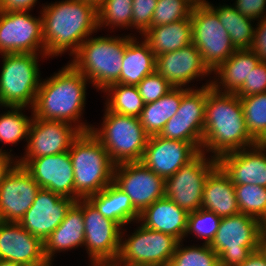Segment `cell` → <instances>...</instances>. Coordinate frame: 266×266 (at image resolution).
Returning a JSON list of instances; mask_svg holds the SVG:
<instances>
[{"label":"cell","instance_id":"cell-1","mask_svg":"<svg viewBox=\"0 0 266 266\" xmlns=\"http://www.w3.org/2000/svg\"><path fill=\"white\" fill-rule=\"evenodd\" d=\"M256 145L245 125L240 97L207 86L201 151L220 156ZM213 153V154H212Z\"/></svg>","mask_w":266,"mask_h":266},{"label":"cell","instance_id":"cell-2","mask_svg":"<svg viewBox=\"0 0 266 266\" xmlns=\"http://www.w3.org/2000/svg\"><path fill=\"white\" fill-rule=\"evenodd\" d=\"M46 56H73L98 29L97 9L82 0H61L41 9Z\"/></svg>","mask_w":266,"mask_h":266},{"label":"cell","instance_id":"cell-3","mask_svg":"<svg viewBox=\"0 0 266 266\" xmlns=\"http://www.w3.org/2000/svg\"><path fill=\"white\" fill-rule=\"evenodd\" d=\"M89 81L70 63L47 79H41L31 112L33 117L63 121L88 132L92 125L80 122L86 104Z\"/></svg>","mask_w":266,"mask_h":266},{"label":"cell","instance_id":"cell-4","mask_svg":"<svg viewBox=\"0 0 266 266\" xmlns=\"http://www.w3.org/2000/svg\"><path fill=\"white\" fill-rule=\"evenodd\" d=\"M134 36L88 37L69 62L96 89L119 83L127 43Z\"/></svg>","mask_w":266,"mask_h":266},{"label":"cell","instance_id":"cell-5","mask_svg":"<svg viewBox=\"0 0 266 266\" xmlns=\"http://www.w3.org/2000/svg\"><path fill=\"white\" fill-rule=\"evenodd\" d=\"M74 172V200L87 199L113 182L115 164L100 141L81 132L69 149Z\"/></svg>","mask_w":266,"mask_h":266},{"label":"cell","instance_id":"cell-6","mask_svg":"<svg viewBox=\"0 0 266 266\" xmlns=\"http://www.w3.org/2000/svg\"><path fill=\"white\" fill-rule=\"evenodd\" d=\"M90 132L100 141L115 165L140 162L149 139L139 117L120 115L105 107L101 127Z\"/></svg>","mask_w":266,"mask_h":266},{"label":"cell","instance_id":"cell-7","mask_svg":"<svg viewBox=\"0 0 266 266\" xmlns=\"http://www.w3.org/2000/svg\"><path fill=\"white\" fill-rule=\"evenodd\" d=\"M262 222L239 213L221 219L209 245L218 254L220 266H240L260 248Z\"/></svg>","mask_w":266,"mask_h":266},{"label":"cell","instance_id":"cell-8","mask_svg":"<svg viewBox=\"0 0 266 266\" xmlns=\"http://www.w3.org/2000/svg\"><path fill=\"white\" fill-rule=\"evenodd\" d=\"M0 96L3 107H33L41 83L39 54H3Z\"/></svg>","mask_w":266,"mask_h":266},{"label":"cell","instance_id":"cell-9","mask_svg":"<svg viewBox=\"0 0 266 266\" xmlns=\"http://www.w3.org/2000/svg\"><path fill=\"white\" fill-rule=\"evenodd\" d=\"M193 44L201 53L204 64L212 72L237 49L218 15L205 3H196L191 12Z\"/></svg>","mask_w":266,"mask_h":266},{"label":"cell","instance_id":"cell-10","mask_svg":"<svg viewBox=\"0 0 266 266\" xmlns=\"http://www.w3.org/2000/svg\"><path fill=\"white\" fill-rule=\"evenodd\" d=\"M132 235L121 231L117 262L126 265L169 266L179 241L168 234L149 229L141 222ZM125 239V240H124Z\"/></svg>","mask_w":266,"mask_h":266},{"label":"cell","instance_id":"cell-11","mask_svg":"<svg viewBox=\"0 0 266 266\" xmlns=\"http://www.w3.org/2000/svg\"><path fill=\"white\" fill-rule=\"evenodd\" d=\"M82 213L89 266H107L115 262L120 251L121 231L125 232L126 228L105 218L88 199H82Z\"/></svg>","mask_w":266,"mask_h":266},{"label":"cell","instance_id":"cell-12","mask_svg":"<svg viewBox=\"0 0 266 266\" xmlns=\"http://www.w3.org/2000/svg\"><path fill=\"white\" fill-rule=\"evenodd\" d=\"M218 166L217 159L200 151L174 175L165 179V197L188 213L201 208L203 188L209 174Z\"/></svg>","mask_w":266,"mask_h":266},{"label":"cell","instance_id":"cell-13","mask_svg":"<svg viewBox=\"0 0 266 266\" xmlns=\"http://www.w3.org/2000/svg\"><path fill=\"white\" fill-rule=\"evenodd\" d=\"M207 81L197 89L182 87V101L177 113L167 121L159 136L165 139L192 143L201 151L204 133L205 106L207 99Z\"/></svg>","mask_w":266,"mask_h":266},{"label":"cell","instance_id":"cell-14","mask_svg":"<svg viewBox=\"0 0 266 266\" xmlns=\"http://www.w3.org/2000/svg\"><path fill=\"white\" fill-rule=\"evenodd\" d=\"M13 53H35L47 59L41 14L0 11V55Z\"/></svg>","mask_w":266,"mask_h":266},{"label":"cell","instance_id":"cell-15","mask_svg":"<svg viewBox=\"0 0 266 266\" xmlns=\"http://www.w3.org/2000/svg\"><path fill=\"white\" fill-rule=\"evenodd\" d=\"M80 133L70 123L33 117L25 154L16 159L17 164L24 167L31 159L67 152Z\"/></svg>","mask_w":266,"mask_h":266},{"label":"cell","instance_id":"cell-16","mask_svg":"<svg viewBox=\"0 0 266 266\" xmlns=\"http://www.w3.org/2000/svg\"><path fill=\"white\" fill-rule=\"evenodd\" d=\"M113 183L130 197L139 214L165 196V180L141 161L115 165Z\"/></svg>","mask_w":266,"mask_h":266},{"label":"cell","instance_id":"cell-17","mask_svg":"<svg viewBox=\"0 0 266 266\" xmlns=\"http://www.w3.org/2000/svg\"><path fill=\"white\" fill-rule=\"evenodd\" d=\"M40 189L31 174L16 164L0 184V221L19 222Z\"/></svg>","mask_w":266,"mask_h":266},{"label":"cell","instance_id":"cell-18","mask_svg":"<svg viewBox=\"0 0 266 266\" xmlns=\"http://www.w3.org/2000/svg\"><path fill=\"white\" fill-rule=\"evenodd\" d=\"M75 202L71 198L40 189L32 206L18 223L44 242L65 219L67 211Z\"/></svg>","mask_w":266,"mask_h":266},{"label":"cell","instance_id":"cell-19","mask_svg":"<svg viewBox=\"0 0 266 266\" xmlns=\"http://www.w3.org/2000/svg\"><path fill=\"white\" fill-rule=\"evenodd\" d=\"M200 151L190 142L149 136L141 162L164 180L174 175Z\"/></svg>","mask_w":266,"mask_h":266},{"label":"cell","instance_id":"cell-20","mask_svg":"<svg viewBox=\"0 0 266 266\" xmlns=\"http://www.w3.org/2000/svg\"><path fill=\"white\" fill-rule=\"evenodd\" d=\"M0 259L24 266H50L43 242L18 222L0 221Z\"/></svg>","mask_w":266,"mask_h":266},{"label":"cell","instance_id":"cell-21","mask_svg":"<svg viewBox=\"0 0 266 266\" xmlns=\"http://www.w3.org/2000/svg\"><path fill=\"white\" fill-rule=\"evenodd\" d=\"M24 168L41 189L74 200V172L69 151L31 159Z\"/></svg>","mask_w":266,"mask_h":266},{"label":"cell","instance_id":"cell-22","mask_svg":"<svg viewBox=\"0 0 266 266\" xmlns=\"http://www.w3.org/2000/svg\"><path fill=\"white\" fill-rule=\"evenodd\" d=\"M155 70L173 87L186 88L192 80L212 74L193 43L157 56Z\"/></svg>","mask_w":266,"mask_h":266},{"label":"cell","instance_id":"cell-23","mask_svg":"<svg viewBox=\"0 0 266 266\" xmlns=\"http://www.w3.org/2000/svg\"><path fill=\"white\" fill-rule=\"evenodd\" d=\"M218 166L233 185H260L266 187V148L257 144L229 152L217 159Z\"/></svg>","mask_w":266,"mask_h":266},{"label":"cell","instance_id":"cell-24","mask_svg":"<svg viewBox=\"0 0 266 266\" xmlns=\"http://www.w3.org/2000/svg\"><path fill=\"white\" fill-rule=\"evenodd\" d=\"M84 220L82 199L77 200L67 211L65 219L43 242L44 256L52 265L53 257L62 251L84 247Z\"/></svg>","mask_w":266,"mask_h":266},{"label":"cell","instance_id":"cell-25","mask_svg":"<svg viewBox=\"0 0 266 266\" xmlns=\"http://www.w3.org/2000/svg\"><path fill=\"white\" fill-rule=\"evenodd\" d=\"M188 214L186 210L164 196L140 214L139 222L149 229L171 235L180 242L184 239Z\"/></svg>","mask_w":266,"mask_h":266},{"label":"cell","instance_id":"cell-26","mask_svg":"<svg viewBox=\"0 0 266 266\" xmlns=\"http://www.w3.org/2000/svg\"><path fill=\"white\" fill-rule=\"evenodd\" d=\"M260 61L251 49L236 50L212 71L216 78L211 80L210 86L220 92L235 94Z\"/></svg>","mask_w":266,"mask_h":266},{"label":"cell","instance_id":"cell-27","mask_svg":"<svg viewBox=\"0 0 266 266\" xmlns=\"http://www.w3.org/2000/svg\"><path fill=\"white\" fill-rule=\"evenodd\" d=\"M201 208L212 211L221 218L240 213L235 186L219 166L205 181Z\"/></svg>","mask_w":266,"mask_h":266},{"label":"cell","instance_id":"cell-28","mask_svg":"<svg viewBox=\"0 0 266 266\" xmlns=\"http://www.w3.org/2000/svg\"><path fill=\"white\" fill-rule=\"evenodd\" d=\"M141 36L155 57L179 50L193 43L191 18L189 16L167 25L150 27Z\"/></svg>","mask_w":266,"mask_h":266},{"label":"cell","instance_id":"cell-29","mask_svg":"<svg viewBox=\"0 0 266 266\" xmlns=\"http://www.w3.org/2000/svg\"><path fill=\"white\" fill-rule=\"evenodd\" d=\"M87 199L105 218L116 222L122 229L139 221L140 214L134 209L130 197L113 182Z\"/></svg>","mask_w":266,"mask_h":266},{"label":"cell","instance_id":"cell-30","mask_svg":"<svg viewBox=\"0 0 266 266\" xmlns=\"http://www.w3.org/2000/svg\"><path fill=\"white\" fill-rule=\"evenodd\" d=\"M140 42V43H139ZM119 83L137 86L156 67V57L149 45L134 36L126 45Z\"/></svg>","mask_w":266,"mask_h":266},{"label":"cell","instance_id":"cell-31","mask_svg":"<svg viewBox=\"0 0 266 266\" xmlns=\"http://www.w3.org/2000/svg\"><path fill=\"white\" fill-rule=\"evenodd\" d=\"M182 87H174L155 102L144 104L139 116L140 124L149 135H159L165 124L179 109Z\"/></svg>","mask_w":266,"mask_h":266},{"label":"cell","instance_id":"cell-32","mask_svg":"<svg viewBox=\"0 0 266 266\" xmlns=\"http://www.w3.org/2000/svg\"><path fill=\"white\" fill-rule=\"evenodd\" d=\"M219 17L222 26L227 30L232 44L237 50L251 49L255 27L253 19L243 16L234 6L224 4L213 6L204 1ZM252 21V22H251Z\"/></svg>","mask_w":266,"mask_h":266},{"label":"cell","instance_id":"cell-33","mask_svg":"<svg viewBox=\"0 0 266 266\" xmlns=\"http://www.w3.org/2000/svg\"><path fill=\"white\" fill-rule=\"evenodd\" d=\"M102 92L106 93L105 107L114 113L139 117L144 102L136 86L114 83Z\"/></svg>","mask_w":266,"mask_h":266},{"label":"cell","instance_id":"cell-34","mask_svg":"<svg viewBox=\"0 0 266 266\" xmlns=\"http://www.w3.org/2000/svg\"><path fill=\"white\" fill-rule=\"evenodd\" d=\"M9 108V110L7 109ZM27 107H5L6 111L0 114V142L4 144H17L26 140L29 134L30 124L33 119L24 115L22 110Z\"/></svg>","mask_w":266,"mask_h":266},{"label":"cell","instance_id":"cell-35","mask_svg":"<svg viewBox=\"0 0 266 266\" xmlns=\"http://www.w3.org/2000/svg\"><path fill=\"white\" fill-rule=\"evenodd\" d=\"M133 0H105L97 9L98 29L109 26L113 28L132 27Z\"/></svg>","mask_w":266,"mask_h":266},{"label":"cell","instance_id":"cell-36","mask_svg":"<svg viewBox=\"0 0 266 266\" xmlns=\"http://www.w3.org/2000/svg\"><path fill=\"white\" fill-rule=\"evenodd\" d=\"M245 125L257 141L266 131V92L240 97Z\"/></svg>","mask_w":266,"mask_h":266},{"label":"cell","instance_id":"cell-37","mask_svg":"<svg viewBox=\"0 0 266 266\" xmlns=\"http://www.w3.org/2000/svg\"><path fill=\"white\" fill-rule=\"evenodd\" d=\"M240 213L263 222L266 218V187L260 185H234Z\"/></svg>","mask_w":266,"mask_h":266},{"label":"cell","instance_id":"cell-38","mask_svg":"<svg viewBox=\"0 0 266 266\" xmlns=\"http://www.w3.org/2000/svg\"><path fill=\"white\" fill-rule=\"evenodd\" d=\"M177 244L169 266H220L218 254L208 244L183 247Z\"/></svg>","mask_w":266,"mask_h":266},{"label":"cell","instance_id":"cell-39","mask_svg":"<svg viewBox=\"0 0 266 266\" xmlns=\"http://www.w3.org/2000/svg\"><path fill=\"white\" fill-rule=\"evenodd\" d=\"M221 219L222 218L217 216L214 212L203 208L190 212L188 214L184 238L187 237L188 234L194 233L193 235L198 239H204L203 244L210 245L219 228Z\"/></svg>","mask_w":266,"mask_h":266},{"label":"cell","instance_id":"cell-40","mask_svg":"<svg viewBox=\"0 0 266 266\" xmlns=\"http://www.w3.org/2000/svg\"><path fill=\"white\" fill-rule=\"evenodd\" d=\"M193 0H157L151 27L167 25L191 16Z\"/></svg>","mask_w":266,"mask_h":266},{"label":"cell","instance_id":"cell-41","mask_svg":"<svg viewBox=\"0 0 266 266\" xmlns=\"http://www.w3.org/2000/svg\"><path fill=\"white\" fill-rule=\"evenodd\" d=\"M136 87L144 104L157 101L174 88L156 70L147 75Z\"/></svg>","mask_w":266,"mask_h":266},{"label":"cell","instance_id":"cell-42","mask_svg":"<svg viewBox=\"0 0 266 266\" xmlns=\"http://www.w3.org/2000/svg\"><path fill=\"white\" fill-rule=\"evenodd\" d=\"M132 4V30L137 29L142 35L151 27L157 0H133Z\"/></svg>","mask_w":266,"mask_h":266},{"label":"cell","instance_id":"cell-43","mask_svg":"<svg viewBox=\"0 0 266 266\" xmlns=\"http://www.w3.org/2000/svg\"><path fill=\"white\" fill-rule=\"evenodd\" d=\"M263 92H266V62L260 61L235 94L239 97H245Z\"/></svg>","mask_w":266,"mask_h":266},{"label":"cell","instance_id":"cell-44","mask_svg":"<svg viewBox=\"0 0 266 266\" xmlns=\"http://www.w3.org/2000/svg\"><path fill=\"white\" fill-rule=\"evenodd\" d=\"M233 6L243 16L254 21L258 18V20H261L266 17V0H236Z\"/></svg>","mask_w":266,"mask_h":266},{"label":"cell","instance_id":"cell-45","mask_svg":"<svg viewBox=\"0 0 266 266\" xmlns=\"http://www.w3.org/2000/svg\"><path fill=\"white\" fill-rule=\"evenodd\" d=\"M257 21L251 50L256 53L262 62H266V17Z\"/></svg>","mask_w":266,"mask_h":266},{"label":"cell","instance_id":"cell-46","mask_svg":"<svg viewBox=\"0 0 266 266\" xmlns=\"http://www.w3.org/2000/svg\"><path fill=\"white\" fill-rule=\"evenodd\" d=\"M38 0H0V11H31Z\"/></svg>","mask_w":266,"mask_h":266},{"label":"cell","instance_id":"cell-47","mask_svg":"<svg viewBox=\"0 0 266 266\" xmlns=\"http://www.w3.org/2000/svg\"><path fill=\"white\" fill-rule=\"evenodd\" d=\"M13 154L2 153L0 155V184L3 182L5 176L17 164V159ZM14 158V159H13Z\"/></svg>","mask_w":266,"mask_h":266},{"label":"cell","instance_id":"cell-48","mask_svg":"<svg viewBox=\"0 0 266 266\" xmlns=\"http://www.w3.org/2000/svg\"><path fill=\"white\" fill-rule=\"evenodd\" d=\"M240 266H266V256L259 248L249 256Z\"/></svg>","mask_w":266,"mask_h":266},{"label":"cell","instance_id":"cell-49","mask_svg":"<svg viewBox=\"0 0 266 266\" xmlns=\"http://www.w3.org/2000/svg\"><path fill=\"white\" fill-rule=\"evenodd\" d=\"M98 9L105 0H82Z\"/></svg>","mask_w":266,"mask_h":266},{"label":"cell","instance_id":"cell-50","mask_svg":"<svg viewBox=\"0 0 266 266\" xmlns=\"http://www.w3.org/2000/svg\"><path fill=\"white\" fill-rule=\"evenodd\" d=\"M260 249L266 256V233H262L260 240Z\"/></svg>","mask_w":266,"mask_h":266},{"label":"cell","instance_id":"cell-51","mask_svg":"<svg viewBox=\"0 0 266 266\" xmlns=\"http://www.w3.org/2000/svg\"><path fill=\"white\" fill-rule=\"evenodd\" d=\"M256 144L260 147L266 148V131L265 133L256 141Z\"/></svg>","mask_w":266,"mask_h":266},{"label":"cell","instance_id":"cell-52","mask_svg":"<svg viewBox=\"0 0 266 266\" xmlns=\"http://www.w3.org/2000/svg\"><path fill=\"white\" fill-rule=\"evenodd\" d=\"M0 266H24V265L0 259Z\"/></svg>","mask_w":266,"mask_h":266},{"label":"cell","instance_id":"cell-53","mask_svg":"<svg viewBox=\"0 0 266 266\" xmlns=\"http://www.w3.org/2000/svg\"><path fill=\"white\" fill-rule=\"evenodd\" d=\"M107 266H143V265H126V264H121L115 261V262L108 264Z\"/></svg>","mask_w":266,"mask_h":266},{"label":"cell","instance_id":"cell-54","mask_svg":"<svg viewBox=\"0 0 266 266\" xmlns=\"http://www.w3.org/2000/svg\"><path fill=\"white\" fill-rule=\"evenodd\" d=\"M262 230H263V233H266V218L262 222Z\"/></svg>","mask_w":266,"mask_h":266},{"label":"cell","instance_id":"cell-55","mask_svg":"<svg viewBox=\"0 0 266 266\" xmlns=\"http://www.w3.org/2000/svg\"><path fill=\"white\" fill-rule=\"evenodd\" d=\"M11 151H12V149L10 150V152H7L6 150H2V148L0 147V155H1L2 153H8V154H10Z\"/></svg>","mask_w":266,"mask_h":266},{"label":"cell","instance_id":"cell-56","mask_svg":"<svg viewBox=\"0 0 266 266\" xmlns=\"http://www.w3.org/2000/svg\"><path fill=\"white\" fill-rule=\"evenodd\" d=\"M195 3H203L205 0H193Z\"/></svg>","mask_w":266,"mask_h":266},{"label":"cell","instance_id":"cell-57","mask_svg":"<svg viewBox=\"0 0 266 266\" xmlns=\"http://www.w3.org/2000/svg\"><path fill=\"white\" fill-rule=\"evenodd\" d=\"M3 107V105H2V101H1V96H0V108H2Z\"/></svg>","mask_w":266,"mask_h":266}]
</instances>
